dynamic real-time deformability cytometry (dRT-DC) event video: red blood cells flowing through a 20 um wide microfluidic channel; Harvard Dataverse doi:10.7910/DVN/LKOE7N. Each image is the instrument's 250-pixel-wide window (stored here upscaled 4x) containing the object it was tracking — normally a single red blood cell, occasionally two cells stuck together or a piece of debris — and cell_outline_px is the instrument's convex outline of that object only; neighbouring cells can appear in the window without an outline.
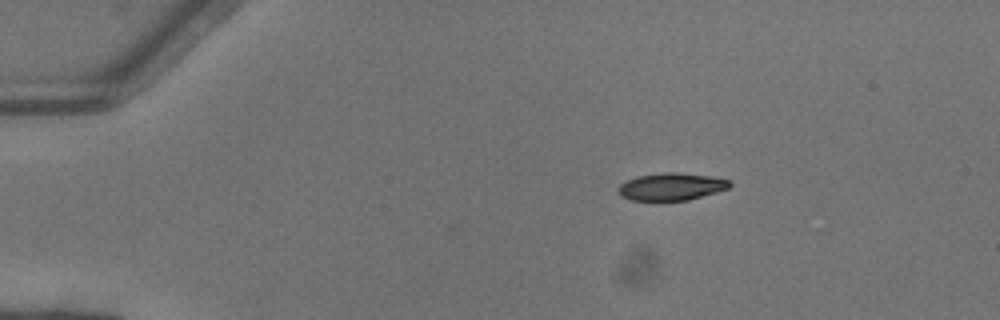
{"species": "common noctule bat (a hibernating species)", "species_latin": "Nyctalus noctula", "temperature_condition": "warm", "stored_images_in_passage": 42, "camera_frame_rate_fps": 3000, "um_per_image_px": 0.085, "animal": {"sex": "female"}, "frame": {"image": 1, "passage_image": 1, "time_ms": 0.0, "image_size_px": [1000, 320], "cell_outline_px": [[732, 184], [728, 188], [716, 192], [688, 200], [632, 200], [620, 196], [616, 188], [620, 184], [636, 176], [664, 172], [676, 172], [712, 176], [728, 180]], "centroid_in_image_um": [57.03, 15.86], "position_along_channel_um": 28.0, "area_um2": 17.74}}
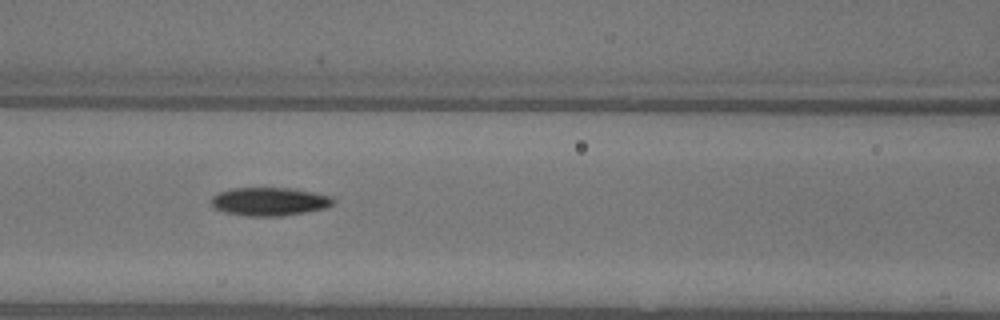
{"frame": {"image": 2, "passage_image": 15, "time_ms": 4.667, "image_size_px": [1000, 320], "cell_outline_px": [[336, 200], [332, 204], [324, 208], [304, 212], [280, 216], [244, 216], [224, 212], [212, 208], [212, 196], [220, 192], [232, 188], [292, 188], [332, 196]], "centroid_in_image_um": [22.88, 17.13], "position_along_channel_um": 143.7, "area_um2": 20.11}}
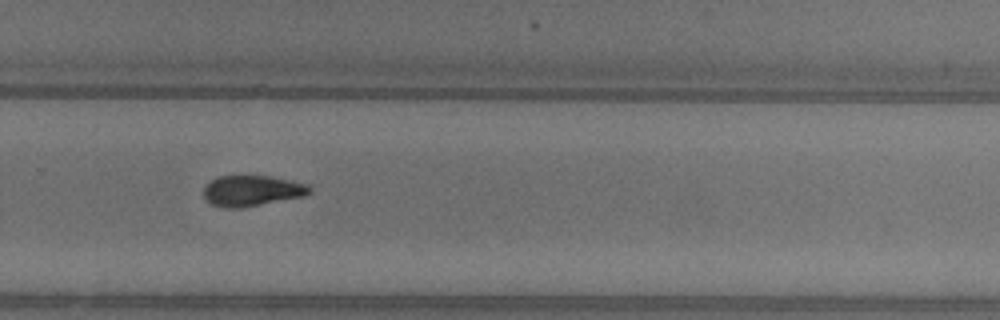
{"frame": {"image": 3, "passage_image": 27, "time_ms": 8.667, "image_size_px": [1000, 320], "cell_outline_px": [[312, 192], [304, 196], [244, 208], [220, 208], [204, 200], [204, 188], [212, 180], [220, 176], [268, 176], [292, 180], [308, 184], [312, 188]], "centroid_in_image_um": [21.44, 16.23], "position_along_channel_um": 308.4, "area_um2": 19.19}, "authors_computed_cell_mechanics": {"area_um2": 19.3052, "velocity_mm_per_s": 4.1323, "shape_relaxation_time_tau1_ms": 5.1509, "shape_relaxation_time_tau2_ms": 5.6812, "deformation_change_tau1": 0.1607, "deformation_change_tau2": 0.1195}}